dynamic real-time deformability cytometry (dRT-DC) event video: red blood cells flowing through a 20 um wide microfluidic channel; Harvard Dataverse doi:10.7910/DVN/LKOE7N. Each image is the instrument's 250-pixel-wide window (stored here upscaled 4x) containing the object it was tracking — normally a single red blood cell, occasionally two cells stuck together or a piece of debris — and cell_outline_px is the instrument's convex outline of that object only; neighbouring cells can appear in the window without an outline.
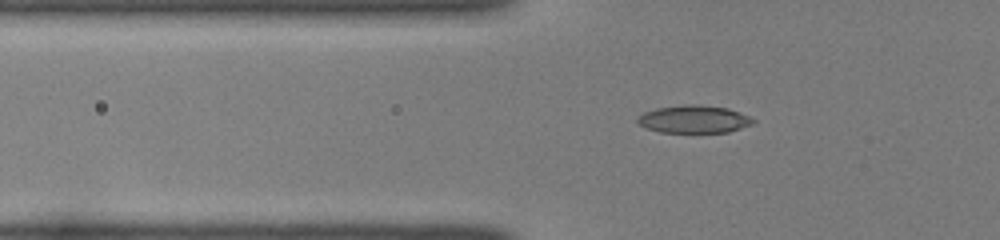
{"species": "common noctule bat (a hibernating species)", "species_latin": "Nyctalus noctula", "temperature_condition": "room temperature", "stored_images_in_passage": 53, "camera_frame_rate_fps": 3000, "um_per_image_px": 0.085, "animal": {"sex": "female", "body_mass_g": 22.0, "forearm_length_mm": 56.7}, "frame": {"image": 1, "passage_image": 21, "time_ms": 6.667, "image_size_px": [1000, 240], "cell_outline_px": [[756, 120], [752, 124], [728, 132], [660, 132], [644, 128], [636, 120], [636, 116], [644, 112], [656, 108], [684, 104], [696, 104], [728, 108], [748, 116]], "centroid_in_image_um": [58.93, 10.12], "position_along_channel_um": 66.9, "area_um2": 18.67}}
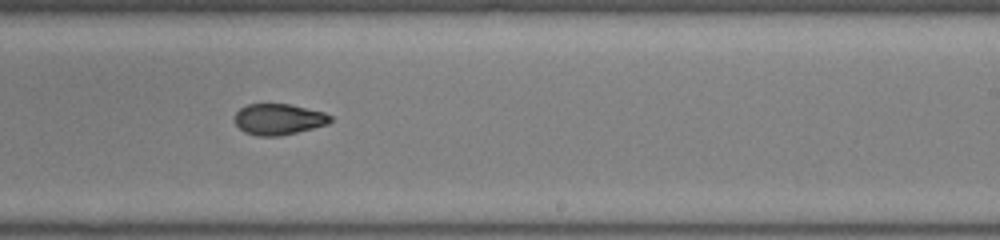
{"frame": {"image": 2, "passage_image": 36, "time_ms": 11.667, "image_size_px": [1000, 240], "cell_outline_px": [[332, 120], [328, 124], [280, 136], [256, 136], [244, 132], [236, 124], [236, 112], [240, 108], [248, 104], [288, 104], [324, 112], [332, 116]], "centroid_in_image_um": [23.68, 10.14], "position_along_channel_um": 265.3, "area_um2": 17.17}}
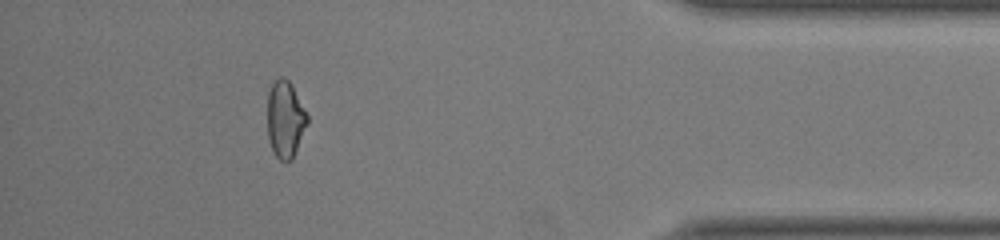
{"frame": {"image": 3, "passage_image": 49, "time_ms": 16.0, "image_size_px": [1000, 240], "cell_outline_px": [[308, 124], [292, 160], [280, 160], [276, 156], [272, 148], [268, 136], [268, 92], [272, 84], [280, 76], [284, 76], [292, 84], [308, 116]], "centroid_in_image_um": [24.26, 10.12], "position_along_channel_um": 410.9, "area_um2": 17.8}}